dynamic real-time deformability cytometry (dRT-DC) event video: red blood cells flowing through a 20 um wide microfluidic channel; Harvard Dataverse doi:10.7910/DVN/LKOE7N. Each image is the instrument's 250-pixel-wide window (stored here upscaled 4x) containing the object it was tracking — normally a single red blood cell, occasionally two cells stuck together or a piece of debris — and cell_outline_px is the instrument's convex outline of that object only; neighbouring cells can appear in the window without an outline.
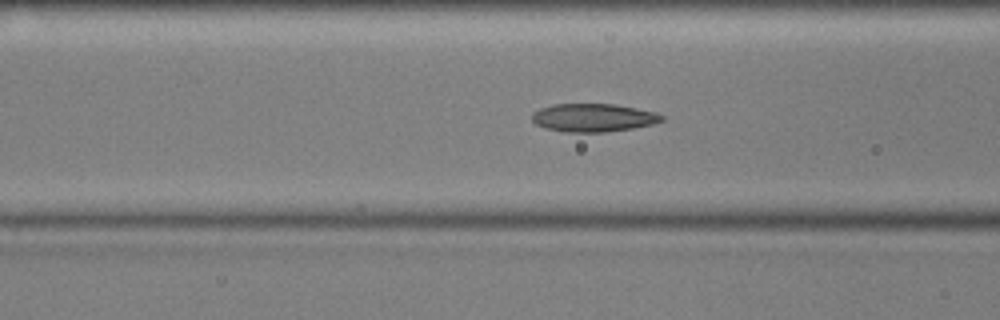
{"species": "common noctule bat (a hibernating species)", "species_latin": "Nyctalus noctula", "temperature_condition": "cold", "stored_images_in_passage": 48, "camera_frame_rate_fps": 3000, "um_per_image_px": 0.085, "animal": {"sex": "male", "body_mass_g": 17.9, "forearm_length_mm": 54.2}, "frame": {"image": 1, "passage_image": 14, "time_ms": 4.333, "image_size_px": [1000, 320], "cell_outline_px": [[664, 120], [652, 124], [632, 128], [604, 132], [568, 132], [544, 128], [536, 124], [532, 120], [532, 112], [540, 108], [552, 104], [616, 104], [656, 112], [664, 116]], "centroid_in_image_um": [50.42, 9.99], "position_along_channel_um": 116.2, "area_um2": 21.33}}
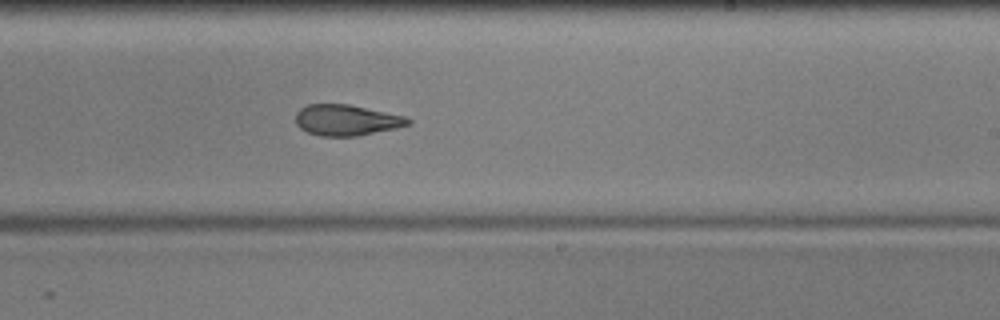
{"frame": {"image": 2, "passage_image": 26, "time_ms": 8.333, "image_size_px": [1000, 320], "cell_outline_px": [[412, 124], [396, 128], [356, 136], [320, 136], [308, 132], [300, 128], [296, 124], [296, 112], [300, 108], [308, 104], [348, 104], [404, 116], [412, 120]], "centroid_in_image_um": [29.44, 10.21], "position_along_channel_um": 259.6, "area_um2": 20.17}}
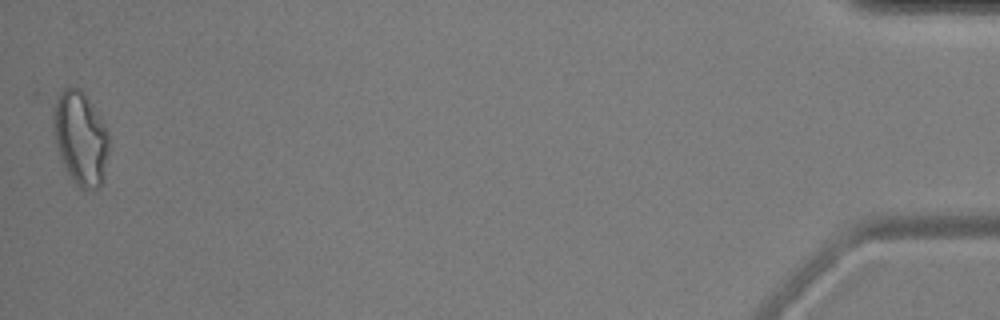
{"frame": {"image": 3, "passage_image": 48, "time_ms": 15.667, "image_size_px": [1000, 320], "cell_outline_px": [[108, 152], [104, 180], [100, 188], [92, 192], [80, 188], [68, 176], [60, 160], [56, 144], [52, 124], [52, 116], [56, 100], [60, 92], [64, 88], [80, 88], [84, 92], [108, 128]], "centroid_in_image_um": [6.85, 11.8], "position_along_channel_um": 428.3, "area_um2": 30.98}, "authors_computed_cell_mechanics": {"area_um2": 21.5594, "velocity_mm_per_s": 3.5858, "shape_relaxation_time_tau1_ms": null, "shape_relaxation_time_tau2_ms": 3.5292, "deformation_change_tau1": null, "deformation_change_tau2": 0.1081}}